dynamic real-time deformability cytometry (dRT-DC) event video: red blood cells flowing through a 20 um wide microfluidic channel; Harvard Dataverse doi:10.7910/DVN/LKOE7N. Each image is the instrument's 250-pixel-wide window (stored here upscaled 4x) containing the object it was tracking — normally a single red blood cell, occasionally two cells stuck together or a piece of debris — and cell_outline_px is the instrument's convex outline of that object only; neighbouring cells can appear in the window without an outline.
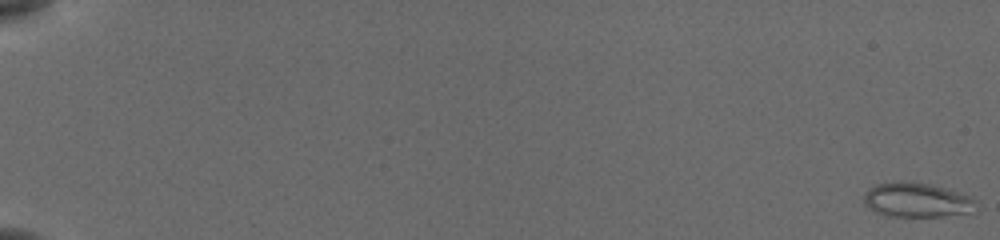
{"species": "common noctule bat (a hibernating species)", "species_latin": "Nyctalus noctula", "temperature_condition": "cold", "stored_images_in_passage": 56, "camera_frame_rate_fps": 3000, "um_per_image_px": 0.085, "animal": {"sex": "female", "body_mass_g": 19.5, "forearm_length_mm": 54.1}, "frame": {"image": 1, "passage_image": 1, "time_ms": 0.0, "image_size_px": [1000, 240], "cell_outline_px": [[976, 200], [968, 212], [940, 216], [884, 216], [868, 208], [864, 204], [864, 192], [868, 188], [876, 184], [928, 184], [956, 192], [968, 196]], "centroid_in_image_um": [77.82, 17.04], "position_along_channel_um": 7.2, "area_um2": 21.39}}
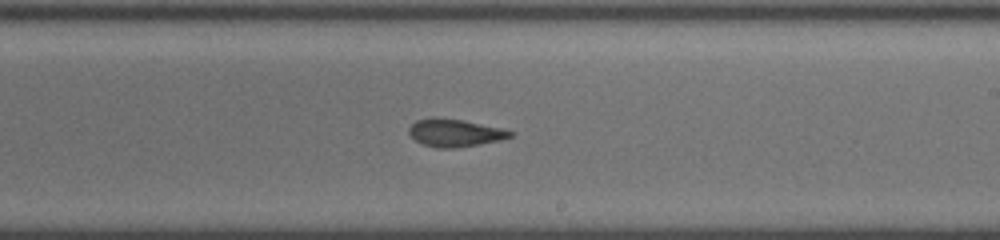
{"frame": {"image": 2, "passage_image": 36, "time_ms": 11.667, "image_size_px": [1000, 240], "cell_outline_px": [[516, 132], [512, 136], [500, 140], [480, 144], [456, 148], [436, 148], [424, 144], [416, 140], [408, 132], [408, 128], [416, 120], [432, 116], [436, 116], [464, 120], [504, 128]], "centroid_in_image_um": [38.69, 11.27], "position_along_channel_um": 250.3, "area_um2": 16.65}}
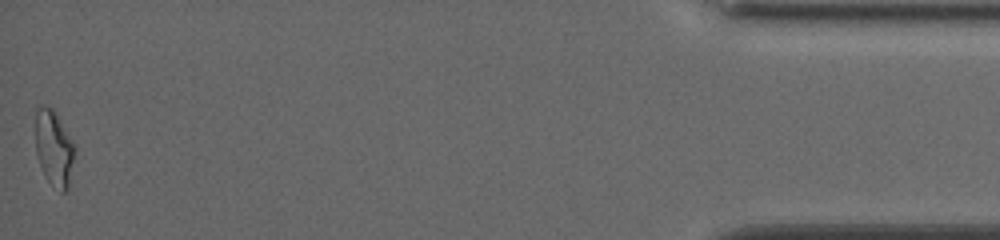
{"frame": {"image": 3, "passage_image": 56, "time_ms": 18.333, "image_size_px": [1000, 240], "cell_outline_px": [[76, 148], [68, 188], [64, 192], [60, 192], [48, 180], [36, 156], [36, 108], [44, 104], [52, 108], [56, 112], [72, 140]], "centroid_in_image_um": [4.6, 12.56], "position_along_channel_um": 430.6, "area_um2": 17.28}, "authors_computed_cell_mechanics": {"area_um2": 17.3689, "velocity_mm_per_s": 3.8756, "shape_relaxation_time_tau1_ms": null, "shape_relaxation_time_tau2_ms": 1.9766, "deformation_change_tau1": null, "deformation_change_tau2": 0.104}}